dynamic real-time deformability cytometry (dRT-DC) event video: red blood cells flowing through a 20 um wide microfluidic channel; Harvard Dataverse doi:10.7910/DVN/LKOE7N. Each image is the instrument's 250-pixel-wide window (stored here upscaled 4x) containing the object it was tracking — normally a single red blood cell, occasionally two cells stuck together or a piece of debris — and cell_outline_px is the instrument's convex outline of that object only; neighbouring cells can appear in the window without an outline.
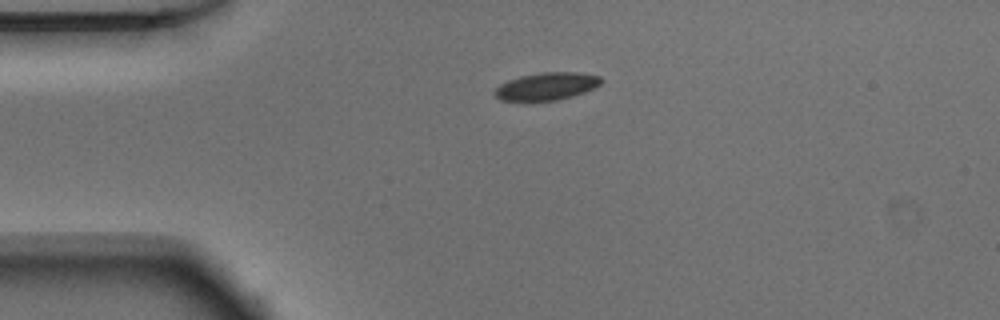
{"species": "Egyptian fruit bat (a non-hibernating species)", "species_latin": "Rousettus aegyptiacus", "temperature_condition": "warm", "stored_images_in_passage": 41, "camera_frame_rate_fps": 3000, "um_per_image_px": 0.085, "animal": {"sex": "male"}, "frame": {"image": 1, "passage_image": 1, "time_ms": 0.0, "image_size_px": [1000, 320], "cell_outline_px": [[604, 80], [596, 88], [572, 96], [556, 100], [500, 100], [492, 92], [500, 84], [508, 80], [520, 76], [540, 72], [576, 72], [600, 76]], "centroid_in_image_um": [46.48, 7.32], "position_along_channel_um": 38.5, "area_um2": 17.05}}
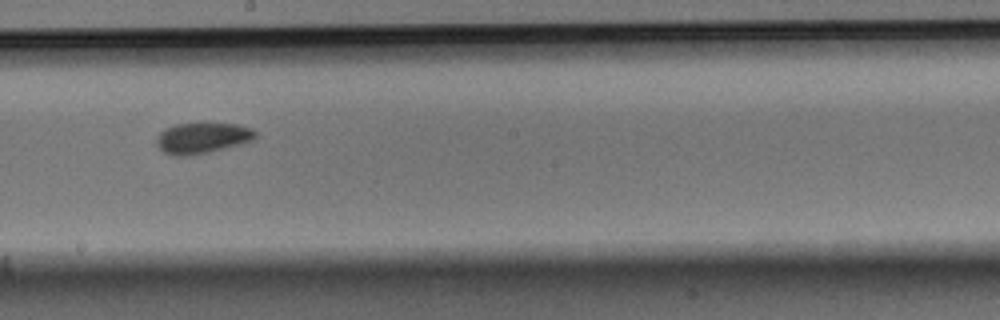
{"frame": {"image": 2, "passage_image": 18, "time_ms": 5.667, "image_size_px": [1000, 320], "cell_outline_px": [[256, 136], [252, 140], [240, 144], [208, 152], [188, 156], [176, 156], [164, 152], [156, 144], [156, 136], [164, 128], [176, 124], [236, 124], [252, 128], [256, 132]], "centroid_in_image_um": [17.16, 11.73], "position_along_channel_um": 231.0, "area_um2": 17.57}}
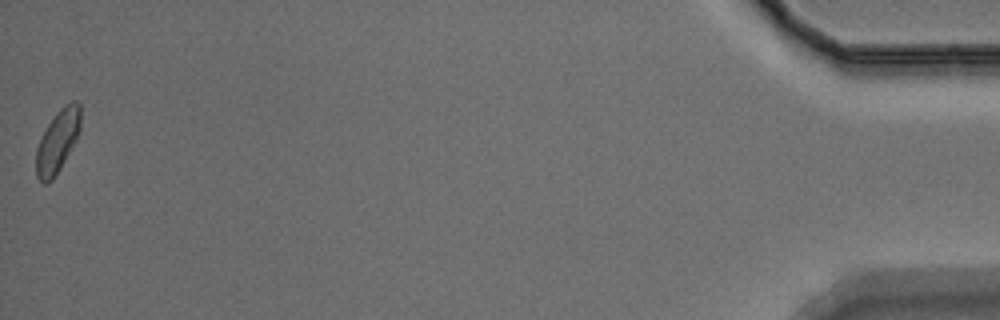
{"frame": {"image": 3, "passage_image": 41, "time_ms": 13.333, "image_size_px": [1000, 320], "cell_outline_px": [[80, 132], [76, 140], [60, 168], [52, 180], [48, 184], [44, 184], [36, 176], [36, 148], [40, 136], [48, 124], [60, 108], [64, 104], [72, 100], [76, 100], [80, 104]], "centroid_in_image_um": [4.89, 11.99], "position_along_channel_um": 430.3, "area_um2": 16.3}, "authors_computed_cell_mechanics": {"area_um2": 17.2822, "velocity_mm_per_s": 3.8878, "shape_relaxation_time_tau1_ms": 2.8866, "shape_relaxation_time_tau2_ms": 5.7891, "deformation_change_tau1": 0.0758, "deformation_change_tau2": 0.0769}}